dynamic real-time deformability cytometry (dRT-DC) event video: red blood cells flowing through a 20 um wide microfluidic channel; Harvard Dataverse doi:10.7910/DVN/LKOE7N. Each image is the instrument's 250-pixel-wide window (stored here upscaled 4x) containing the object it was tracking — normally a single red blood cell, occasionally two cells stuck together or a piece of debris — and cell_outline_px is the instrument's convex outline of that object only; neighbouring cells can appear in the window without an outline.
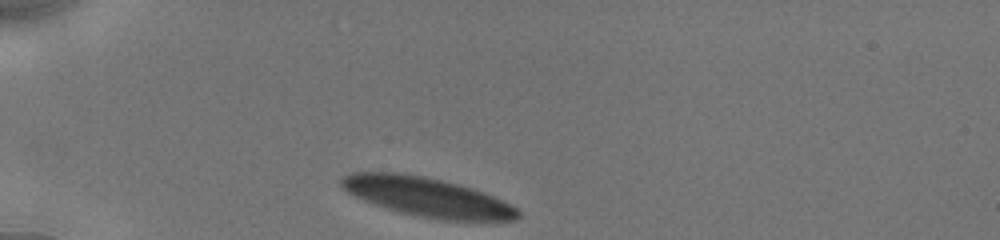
{"species": "human", "species_latin": "Homo sapiens", "temperature_condition": "cold", "stored_images_in_passage": 51, "camera_frame_rate_fps": 3000, "um_per_image_px": 0.085, "donor": {"sex": "male"}, "frame": {"image": 1, "passage_image": 1, "time_ms": 0.0, "image_size_px": [1000, 240], "cell_outline_px": [[520, 216], [516, 220], [444, 220], [400, 212], [372, 204], [348, 192], [340, 184], [340, 180], [344, 176], [352, 172], [400, 172], [424, 176], [472, 188], [492, 196], [516, 208], [520, 212]], "centroid_in_image_um": [36.27, 16.73], "position_along_channel_um": 48.7, "area_um2": 39.71}}
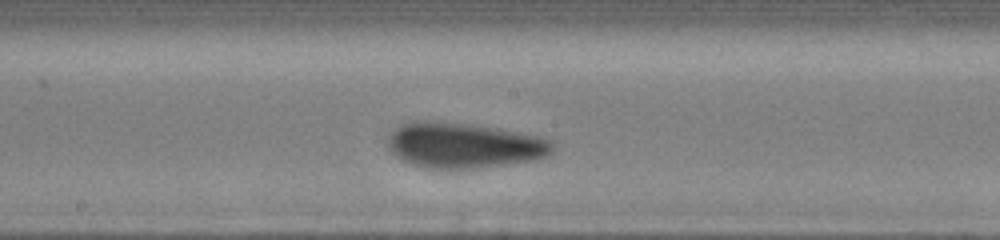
{"frame": {"image": 2, "passage_image": 33, "time_ms": 5.0, "image_size_px": [1000, 240], "cell_outline_px": [[556, 148], [548, 156], [536, 160], [476, 168], [428, 168], [412, 164], [400, 160], [388, 148], [388, 136], [400, 124], [416, 120], [428, 120], [468, 124], [496, 128], [536, 136], [552, 140]], "centroid_in_image_um": [39.43, 12.35], "position_along_channel_um": 208.8, "area_um2": 43.64}}
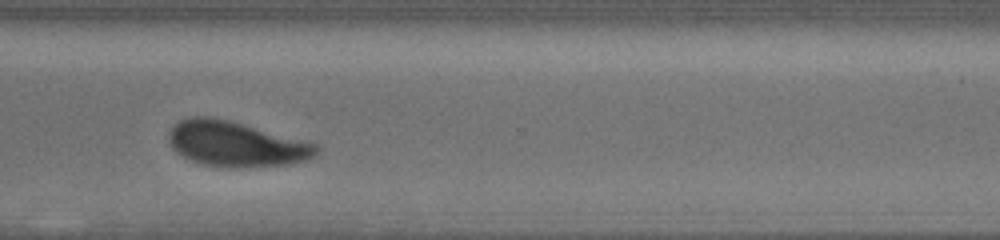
{"frame": {"image": 3, "passage_image": 50, "time_ms": 8.667, "image_size_px": [1000, 240], "cell_outline_px": [[320, 148], [308, 160], [288, 164], [240, 168], [232, 168], [200, 164], [176, 152], [172, 148], [168, 140], [168, 132], [180, 120], [192, 116], [208, 116], [228, 120], [316, 144]], "centroid_in_image_um": [20.01, 12.25], "position_along_channel_um": 350.6, "area_um2": 38.55}}